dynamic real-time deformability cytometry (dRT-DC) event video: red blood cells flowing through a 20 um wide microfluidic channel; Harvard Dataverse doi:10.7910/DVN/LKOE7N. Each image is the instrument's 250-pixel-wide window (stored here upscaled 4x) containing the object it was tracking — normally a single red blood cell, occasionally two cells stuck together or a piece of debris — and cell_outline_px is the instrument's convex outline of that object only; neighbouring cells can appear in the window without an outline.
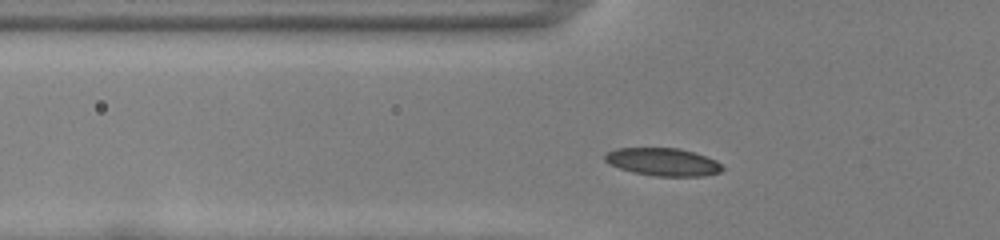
{"species": "common noctule bat (a hibernating species)", "species_latin": "Nyctalus noctula", "temperature_condition": "room temperature", "stored_images_in_passage": 42, "camera_frame_rate_fps": 3000, "um_per_image_px": 0.085, "animal": {"sex": "female", "body_mass_g": 22.0, "forearm_length_mm": 56.7}, "frame": {"image": 1, "passage_image": 7, "time_ms": 2.0, "image_size_px": [1000, 240], "cell_outline_px": [[724, 168], [720, 172], [704, 176], [656, 176], [632, 172], [620, 168], [604, 160], [604, 156], [608, 152], [616, 148], [680, 148], [716, 160]], "centroid_in_image_um": [56.36, 13.76], "position_along_channel_um": 69.4, "area_um2": 18.84}}
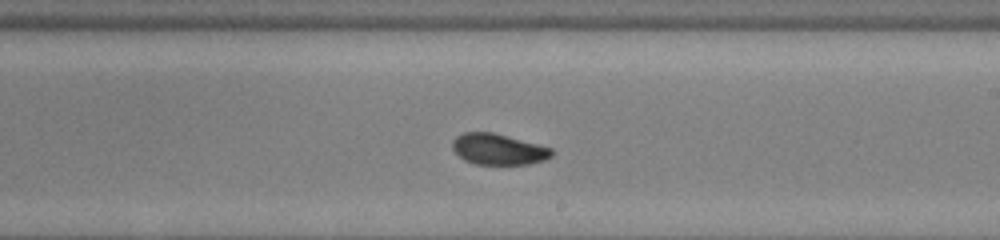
{"frame": {"image": 2, "passage_image": 21, "time_ms": 6.667, "image_size_px": [1000, 240], "cell_outline_px": [[552, 156], [544, 160], [528, 164], [476, 164], [464, 160], [452, 148], [452, 140], [456, 136], [464, 132], [492, 132], [552, 148]], "centroid_in_image_um": [42.33, 12.68], "position_along_channel_um": 246.7, "area_um2": 17.74}}
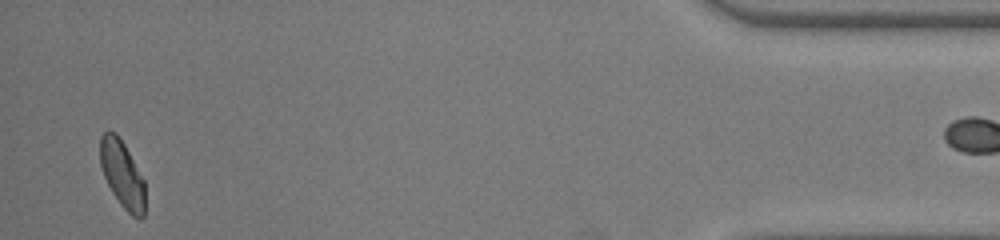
{"frame": {"image": 3, "passage_image": 40, "time_ms": 13.0, "image_size_px": [1000, 240], "cell_outline_px": [[144, 216], [140, 220], [132, 216], [120, 204], [112, 192], [104, 176], [100, 164], [100, 136], [108, 128], [116, 132], [124, 144], [144, 180]], "centroid_in_image_um": [10.37, 14.78], "position_along_channel_um": 424.8, "area_um2": 17.57}}